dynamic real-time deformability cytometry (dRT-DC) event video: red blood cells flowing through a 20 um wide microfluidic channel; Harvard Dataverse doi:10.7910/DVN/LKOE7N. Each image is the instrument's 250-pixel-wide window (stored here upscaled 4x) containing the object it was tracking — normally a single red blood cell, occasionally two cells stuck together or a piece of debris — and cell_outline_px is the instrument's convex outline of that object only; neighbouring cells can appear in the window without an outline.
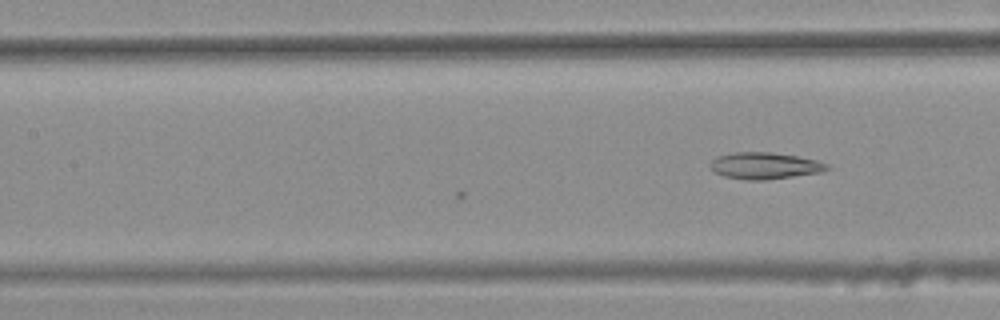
{"species": "common noctule bat (a hibernating species)", "species_latin": "Nyctalus noctula", "temperature_condition": "warm", "stored_images_in_passage": 9, "camera_frame_rate_fps": 3000, "um_per_image_px": 0.085, "animal": {"sex": "female", "body_mass_g": 25.1}, "frame": {"image": 1, "passage_image": 9, "time_ms": 2.667, "image_size_px": [1000, 320], "cell_outline_px": [[832, 168], [820, 172], [764, 180], [748, 180], [724, 176], [716, 172], [708, 164], [716, 156], [732, 152], [772, 152], [796, 156], [816, 160], [828, 164]], "centroid_in_image_um": [64.99, 14.07], "position_along_channel_um": 142.4, "area_um2": 18.03}}